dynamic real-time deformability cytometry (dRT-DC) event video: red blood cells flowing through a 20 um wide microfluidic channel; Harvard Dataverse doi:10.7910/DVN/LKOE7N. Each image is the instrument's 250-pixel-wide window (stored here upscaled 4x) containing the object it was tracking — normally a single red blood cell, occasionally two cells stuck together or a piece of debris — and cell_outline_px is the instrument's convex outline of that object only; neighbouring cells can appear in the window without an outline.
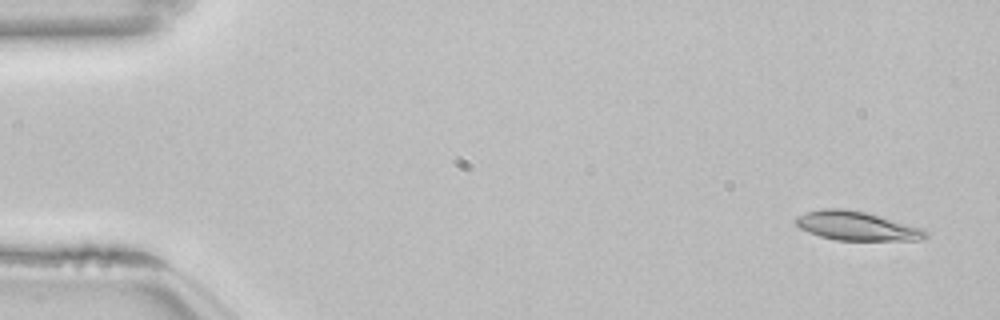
{"species": "common noctule bat (a hibernating species)", "species_latin": "Nyctalus noctula", "temperature_condition": "room temperature", "stored_images_in_passage": 52, "camera_frame_rate_fps": 3000, "um_per_image_px": 0.085, "animal": {"sex": "female", "body_mass_g": 22.7, "forearm_length_mm": 54.2}, "frame": {"image": 1, "passage_image": 1, "time_ms": 0.0, "image_size_px": [1000, 320], "cell_outline_px": [[928, 236], [920, 240], [836, 240], [820, 236], [808, 232], [800, 228], [796, 224], [796, 216], [808, 212], [824, 208], [844, 208], [864, 212], [924, 228], [928, 232]], "centroid_in_image_um": [72.83, 19.21], "position_along_channel_um": 12.2, "area_um2": 21.79}}
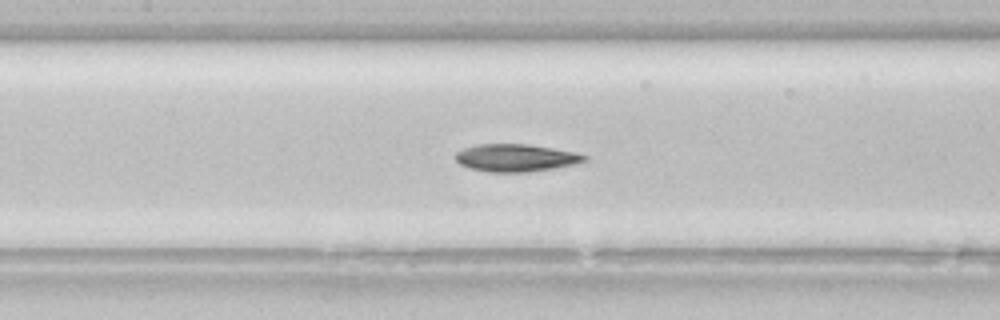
{"frame": {"image": 2, "passage_image": 23, "time_ms": 7.333, "image_size_px": [1000, 320], "cell_outline_px": [[588, 160], [576, 164], [528, 172], [488, 172], [468, 168], [460, 164], [456, 160], [456, 152], [464, 148], [476, 144], [528, 144], [576, 152], [588, 156]], "centroid_in_image_um": [43.85, 13.41], "position_along_channel_um": 163.5, "area_um2": 20.75}}
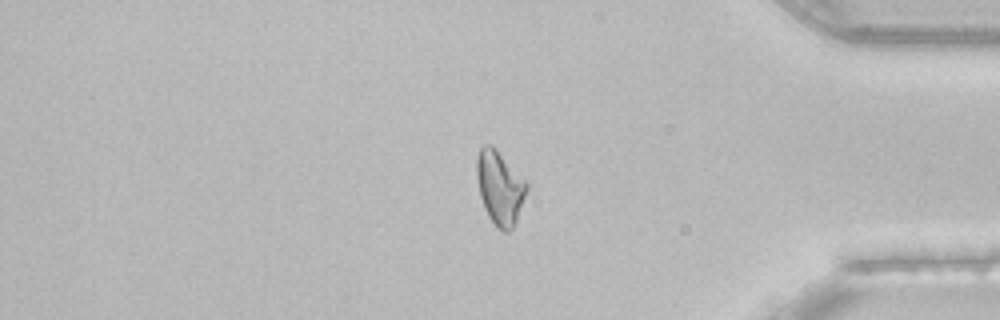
{"frame": {"image": 3, "passage_image": 43, "time_ms": 14.0, "image_size_px": [1000, 320], "cell_outline_px": [[528, 188], [516, 220], [512, 228], [508, 232], [504, 232], [496, 228], [488, 216], [484, 208], [480, 196], [476, 176], [476, 156], [480, 148], [484, 144], [492, 144], [528, 180]], "centroid_in_image_um": [42.48, 15.91], "position_along_channel_um": 392.7, "area_um2": 21.91}, "authors_computed_cell_mechanics": {"area_um2": 21.0103, "velocity_mm_per_s": 3.841, "shape_relaxation_time_tau1_ms": 5.9202, "shape_relaxation_time_tau2_ms": 3.565, "deformation_change_tau1": 0.1637, "deformation_change_tau2": 0.1079}}